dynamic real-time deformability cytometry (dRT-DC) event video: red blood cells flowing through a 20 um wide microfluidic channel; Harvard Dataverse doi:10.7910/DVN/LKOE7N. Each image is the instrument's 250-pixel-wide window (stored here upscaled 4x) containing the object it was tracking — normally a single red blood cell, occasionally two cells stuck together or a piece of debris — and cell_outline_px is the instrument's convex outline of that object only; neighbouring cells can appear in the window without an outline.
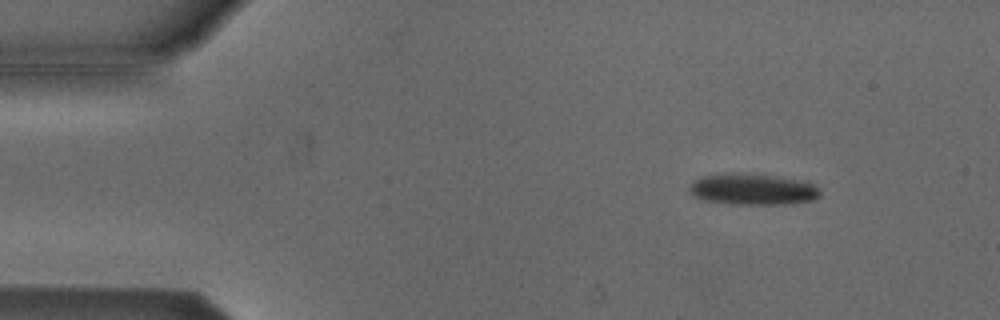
{"species": "Egyptian fruit bat (a non-hibernating species)", "species_latin": "Rousettus aegyptiacus", "temperature_condition": "cold", "stored_images_in_passage": 4, "camera_frame_rate_fps": 3000, "um_per_image_px": 0.085, "animal": {"sex": "male"}, "frame": {"image": 1, "passage_image": 2, "time_ms": 0.333, "image_size_px": [1000, 320], "cell_outline_px": [[820, 196], [812, 200], [784, 204], [732, 204], [704, 200], [692, 196], [688, 188], [692, 180], [704, 176], [776, 176], [812, 184], [820, 192]], "centroid_in_image_um": [63.94, 16.15], "position_along_channel_um": 21.1, "area_um2": 22.54}}